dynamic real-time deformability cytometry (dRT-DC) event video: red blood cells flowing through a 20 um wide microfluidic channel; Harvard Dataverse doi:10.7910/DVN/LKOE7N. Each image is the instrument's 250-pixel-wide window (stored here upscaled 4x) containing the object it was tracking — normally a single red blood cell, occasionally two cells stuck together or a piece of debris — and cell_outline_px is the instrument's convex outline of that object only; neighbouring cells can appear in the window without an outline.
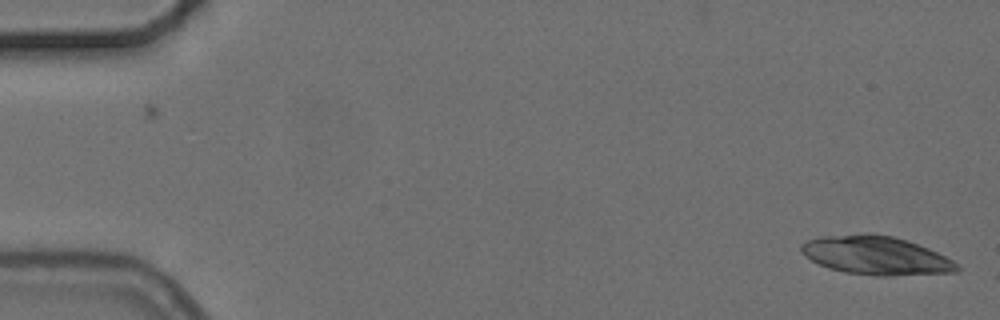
{"species": "common noctule bat (a hibernating species)", "species_latin": "Nyctalus noctula", "temperature_condition": "cold", "stored_images_in_passage": 2, "camera_frame_rate_fps": 3000, "um_per_image_px": 0.085, "animal": {"sex": "female", "body_mass_g": 24.6, "forearm_length_mm": 56.2}, "frame": {"image": 1, "passage_image": 2, "time_ms": 1.333, "image_size_px": [1000, 320], "cell_outline_px": [[960, 272], [888, 276], [876, 276], [844, 272], [828, 268], [804, 256], [800, 252], [800, 244], [808, 240], [820, 236], [860, 232], [872, 232], [892, 236], [908, 240], [928, 248], [952, 260], [960, 268]], "centroid_in_image_um": [74.42, 21.69], "position_along_channel_um": 10.6, "area_um2": 35.55}}